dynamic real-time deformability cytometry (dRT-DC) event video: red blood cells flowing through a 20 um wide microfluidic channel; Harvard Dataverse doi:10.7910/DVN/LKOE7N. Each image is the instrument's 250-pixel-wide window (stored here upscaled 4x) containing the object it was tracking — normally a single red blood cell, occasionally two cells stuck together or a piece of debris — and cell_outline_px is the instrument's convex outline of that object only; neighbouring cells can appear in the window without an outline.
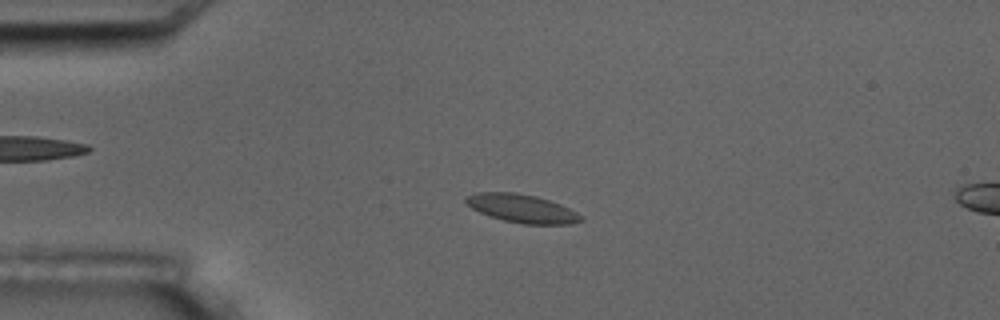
{"species": "common noctule bat (a hibernating species)", "species_latin": "Nyctalus noctula", "temperature_condition": "room temperature", "stored_images_in_passage": 5, "segment_of_instrument_passage": [1, 2], "camera_frame_rate_fps": 3000, "um_per_image_px": 0.085, "animal": {"sex": "male", "body_mass_g": 17.5, "forearm_length_mm": 52.3}, "frame": {"image": 1, "passage_image": 3, "time_ms": 2.333, "image_size_px": [1000, 320], "cell_outline_px": [[584, 220], [568, 224], [524, 224], [504, 220], [480, 212], [472, 208], [464, 200], [468, 196], [476, 192], [516, 192], [536, 196], [560, 204], [584, 216]], "centroid_in_image_um": [44.39, 17.71], "position_along_channel_um": 40.6, "area_um2": 18.79}}